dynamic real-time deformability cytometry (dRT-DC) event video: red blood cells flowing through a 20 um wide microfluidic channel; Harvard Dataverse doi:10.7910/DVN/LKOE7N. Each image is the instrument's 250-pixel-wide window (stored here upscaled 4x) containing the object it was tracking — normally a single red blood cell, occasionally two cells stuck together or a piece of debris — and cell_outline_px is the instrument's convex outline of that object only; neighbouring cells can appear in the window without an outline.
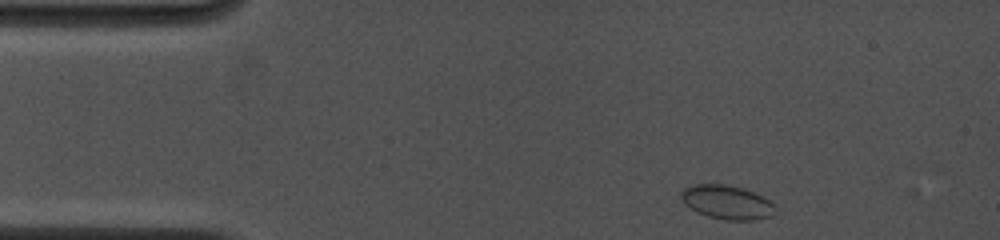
{"species": "common noctule bat (a hibernating species)", "species_latin": "Nyctalus noctula", "temperature_condition": "cold", "stored_images_in_passage": 6, "camera_frame_rate_fps": 4500, "um_per_image_px": 0.085, "animal": {"sex": "female", "body_mass_g": 19.0, "forearm_length_mm": 53.3}, "frame": {"image": 1, "passage_image": 1, "time_ms": 0.0, "image_size_px": [1000, 240], "cell_outline_px": [[776, 212], [772, 216], [756, 220], [724, 220], [708, 216], [696, 212], [684, 204], [680, 196], [680, 192], [684, 188], [692, 184], [724, 184], [744, 188], [768, 200], [772, 204]], "centroid_in_image_um": [61.75, 17.19], "position_along_channel_um": 23.3, "area_um2": 18.67}}